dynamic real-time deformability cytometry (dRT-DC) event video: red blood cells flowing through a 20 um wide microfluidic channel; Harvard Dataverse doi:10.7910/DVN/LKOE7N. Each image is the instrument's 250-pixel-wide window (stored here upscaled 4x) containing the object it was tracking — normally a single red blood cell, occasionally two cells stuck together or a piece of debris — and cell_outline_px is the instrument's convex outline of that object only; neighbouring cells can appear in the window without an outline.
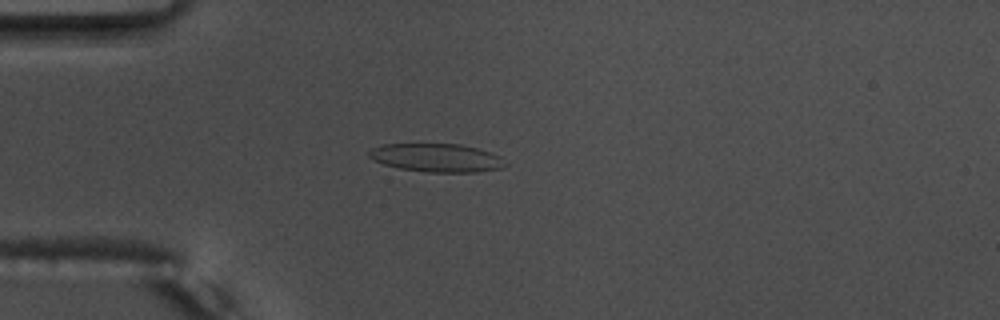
{"species": "common noctule bat (a hibernating species)", "species_latin": "Nyctalus noctula", "temperature_condition": "warm", "stored_images_in_passage": 53, "camera_frame_rate_fps": 3000, "um_per_image_px": 0.085, "animal": {"sex": "male", "body_mass_g": 17.5, "forearm_length_mm": 52.3}, "frame": {"image": 1, "passage_image": 14, "time_ms": 4.333, "image_size_px": [1000, 320], "cell_outline_px": [[508, 164], [504, 168], [476, 172], [428, 172], [400, 168], [384, 164], [368, 156], [368, 152], [372, 148], [384, 144], [460, 144], [492, 152], [500, 156]], "centroid_in_image_um": [37.17, 13.41], "position_along_channel_um": 47.8, "area_um2": 22.48}}
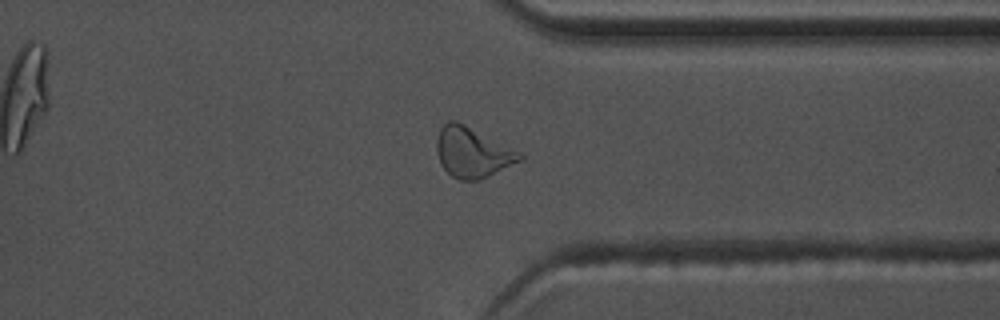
{"frame": {"image": 2, "passage_image": 41, "time_ms": 13.333, "image_size_px": [1000, 320], "cell_outline_px": [[524, 160], [480, 180], [460, 180], [452, 176], [440, 164], [436, 152], [436, 140], [440, 128], [448, 120], [456, 120], [520, 152], [524, 156]], "centroid_in_image_um": [40.15, 12.96], "position_along_channel_um": 371.3, "area_um2": 24.33}}
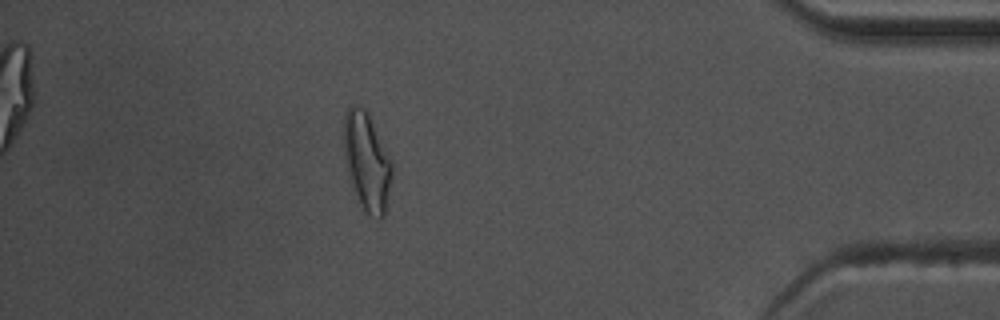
{"frame": {"image": 3, "passage_image": 47, "time_ms": 15.333, "image_size_px": [1000, 320], "cell_outline_px": [[392, 176], [384, 216], [380, 220], [376, 220], [360, 204], [352, 188], [344, 160], [344, 112], [352, 104], [364, 108], [368, 112], [392, 160]], "centroid_in_image_um": [31.18, 13.72], "position_along_channel_um": 404.0, "area_um2": 27.69}, "authors_computed_cell_mechanics": {"area_um2": 22.542, "velocity_mm_per_s": 3.7796, "shape_relaxation_time_tau1_ms": 10.4468, "shape_relaxation_time_tau2_ms": 1.6964, "deformation_change_tau1": 0.2618, "deformation_change_tau2": 0.0895}}